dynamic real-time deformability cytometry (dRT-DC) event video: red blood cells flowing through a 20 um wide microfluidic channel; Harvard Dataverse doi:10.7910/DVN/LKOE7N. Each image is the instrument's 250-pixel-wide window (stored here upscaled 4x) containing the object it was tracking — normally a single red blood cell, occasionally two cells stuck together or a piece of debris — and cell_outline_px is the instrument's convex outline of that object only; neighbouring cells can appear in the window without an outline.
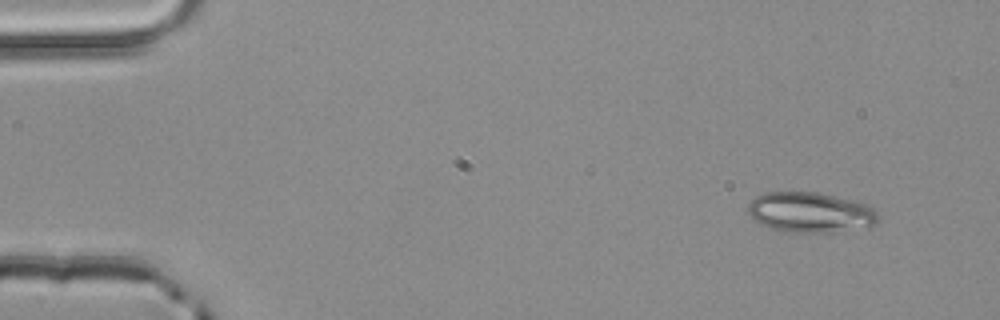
{"species": "common noctule bat (a hibernating species)", "species_latin": "Nyctalus noctula", "temperature_condition": "room temperature", "stored_images_in_passage": 3, "camera_frame_rate_fps": 3000, "um_per_image_px": 0.085, "animal": {"sex": "male", "body_mass_g": 20.4}, "frame": {"image": 1, "passage_image": 1, "time_ms": 0.0, "image_size_px": [1000, 320], "cell_outline_px": [[880, 220], [872, 228], [828, 232], [788, 232], [772, 228], [760, 224], [748, 212], [748, 204], [756, 196], [764, 192], [816, 192], [852, 200], [864, 204], [872, 208], [876, 212]], "centroid_in_image_um": [68.92, 18.06], "position_along_channel_um": 16.1, "area_um2": 30.58}}